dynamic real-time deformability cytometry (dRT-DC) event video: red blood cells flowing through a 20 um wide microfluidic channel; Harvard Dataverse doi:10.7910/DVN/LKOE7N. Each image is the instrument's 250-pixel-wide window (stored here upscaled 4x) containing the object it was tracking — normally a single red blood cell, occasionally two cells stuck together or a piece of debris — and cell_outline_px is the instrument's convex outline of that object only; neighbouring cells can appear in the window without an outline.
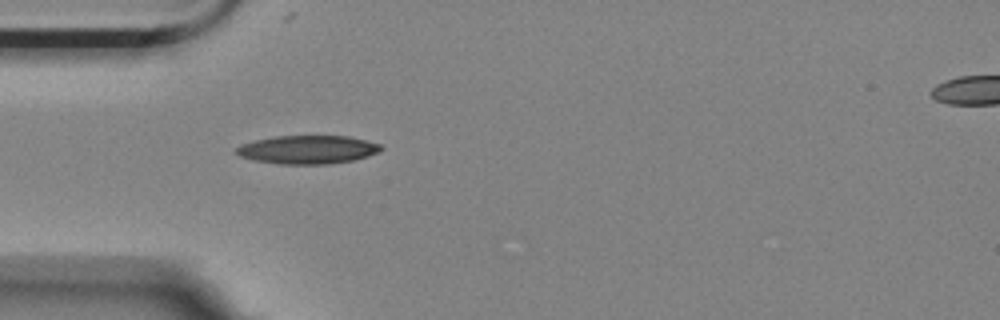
{"species": "Egyptian fruit bat (a non-hibernating species)", "species_latin": "Rousettus aegyptiacus", "temperature_condition": "room temperature", "stored_images_in_passage": 5, "camera_frame_rate_fps": 3000, "um_per_image_px": 0.085, "animal": {"sex": "female"}, "frame": {"image": 1, "passage_image": 1, "time_ms": 0.0, "image_size_px": [1000, 320], "cell_outline_px": [[384, 148], [380, 152], [368, 156], [352, 160], [328, 164], [280, 164], [252, 160], [240, 156], [236, 152], [236, 148], [240, 144], [256, 140], [276, 136], [348, 136], [380, 144]], "centroid_in_image_um": [26.15, 12.72], "position_along_channel_um": 58.8, "area_um2": 23.93}}
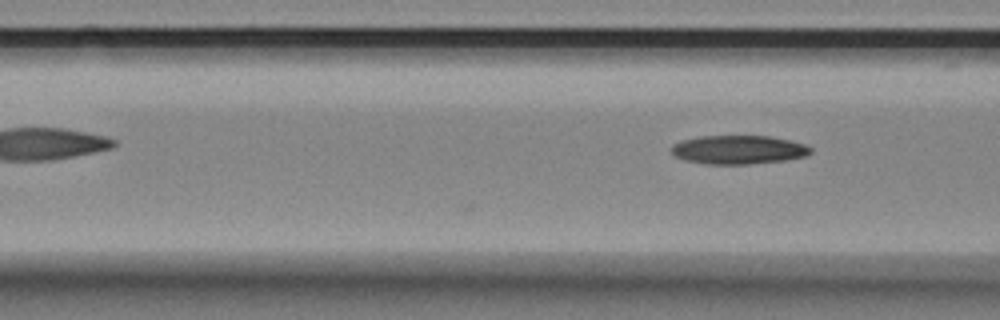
{"frame": {"image": 2, "passage_image": 5, "time_ms": 1.333, "image_size_px": [1000, 320], "cell_outline_px": [[812, 152], [804, 156], [784, 160], [748, 164], [704, 164], [684, 160], [676, 156], [668, 148], [672, 144], [680, 140], [700, 136], [768, 136], [792, 140], [804, 144], [812, 148]], "centroid_in_image_um": [62.72, 12.72], "position_along_channel_um": 103.9, "area_um2": 23.47}}